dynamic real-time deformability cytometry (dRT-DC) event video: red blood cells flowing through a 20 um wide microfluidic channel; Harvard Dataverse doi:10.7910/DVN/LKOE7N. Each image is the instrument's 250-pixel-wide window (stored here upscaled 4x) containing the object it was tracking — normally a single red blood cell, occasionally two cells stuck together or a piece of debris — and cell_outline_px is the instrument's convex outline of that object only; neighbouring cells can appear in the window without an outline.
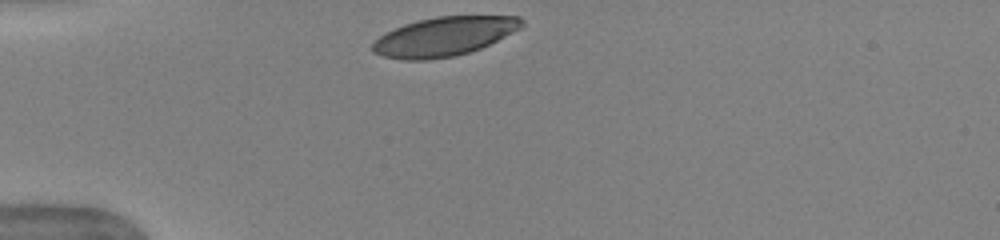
{"species": "human", "species_latin": "Homo sapiens", "temperature_condition": "warm", "stored_images_in_passage": 31, "camera_frame_rate_fps": 3000, "um_per_image_px": 0.085, "donor": {"sex": "female"}, "frame": {"image": 1, "passage_image": 1, "time_ms": 0.0, "image_size_px": [1000, 240], "cell_outline_px": [[524, 24], [520, 28], [480, 48], [468, 52], [452, 56], [424, 60], [404, 60], [384, 56], [372, 52], [372, 44], [380, 36], [404, 24], [436, 16], [520, 16], [524, 20]], "centroid_in_image_um": [37.74, 3.09], "position_along_channel_um": 47.3, "area_um2": 33.41}}
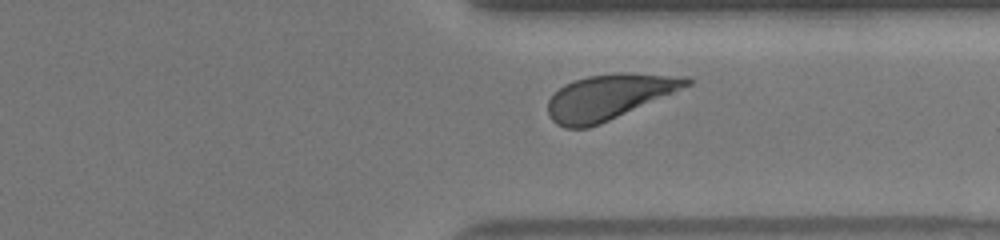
{"frame": {"image": 2, "passage_image": 27, "time_ms": 8.667, "image_size_px": [1000, 240], "cell_outline_px": [[692, 84], [600, 124], [588, 128], [564, 128], [556, 124], [548, 116], [548, 100], [564, 84], [588, 76], [612, 72], [628, 72], [688, 76], [692, 80]], "centroid_in_image_um": [51.75, 8.22], "position_along_channel_um": 359.6, "area_um2": 36.47}}
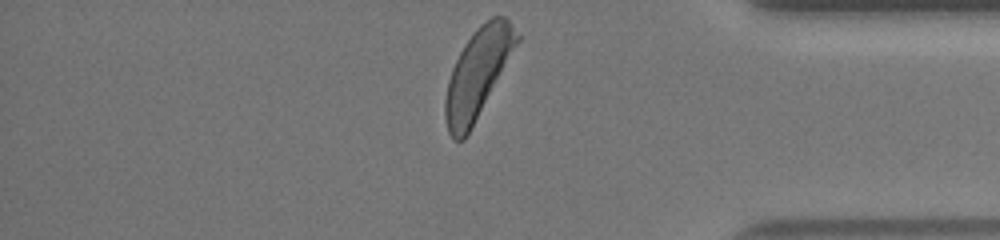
{"frame": {"image": 3, "passage_image": 31, "time_ms": 10.0, "image_size_px": [1000, 240], "cell_outline_px": [[520, 40], [464, 140], [452, 140], [448, 132], [444, 116], [444, 100], [448, 80], [452, 68], [464, 44], [472, 32], [480, 24], [492, 16], [504, 16], [508, 20], [520, 36]], "centroid_in_image_um": [40.58, 6.22], "position_along_channel_um": 394.6, "area_um2": 36.59}, "authors_computed_cell_mechanics": {"area_um2": 36.1828, "velocity_mm_per_s": 3.9016, "shape_relaxation_time_tau1_ms": 2.3102, "shape_relaxation_time_tau2_ms": null, "deformation_change_tau1": 0.1539, "deformation_change_tau2": null}}